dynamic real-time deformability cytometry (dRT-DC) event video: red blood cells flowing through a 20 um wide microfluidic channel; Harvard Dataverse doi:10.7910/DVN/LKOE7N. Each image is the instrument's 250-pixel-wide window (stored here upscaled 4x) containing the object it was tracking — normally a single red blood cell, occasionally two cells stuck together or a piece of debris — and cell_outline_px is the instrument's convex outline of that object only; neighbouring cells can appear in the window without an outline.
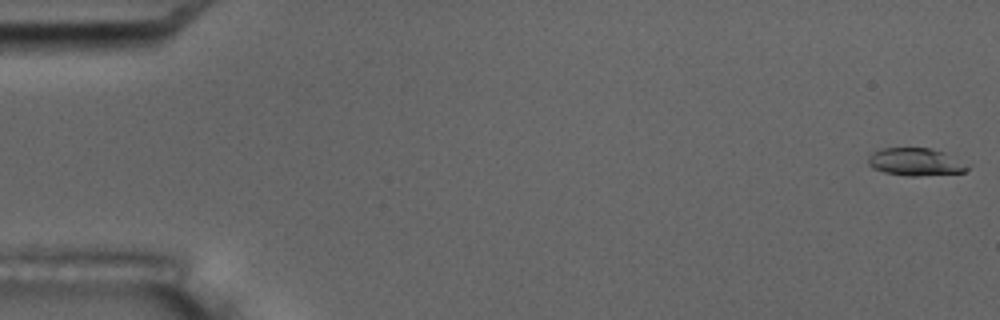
{"species": "common noctule bat (a hibernating species)", "species_latin": "Nyctalus noctula", "temperature_condition": "room temperature", "stored_images_in_passage": 8, "camera_frame_rate_fps": 3000, "um_per_image_px": 0.085, "animal": {"sex": "male", "body_mass_g": 17.5, "forearm_length_mm": 52.3}, "frame": {"image": 1, "passage_image": 1, "time_ms": 0.0, "image_size_px": [1000, 320], "cell_outline_px": [[968, 168], [964, 172], [916, 176], [908, 176], [884, 172], [872, 168], [868, 164], [868, 156], [872, 152], [880, 148], [932, 148], [944, 152]], "centroid_in_image_um": [77.7, 13.75], "position_along_channel_um": 7.3, "area_um2": 15.66}}